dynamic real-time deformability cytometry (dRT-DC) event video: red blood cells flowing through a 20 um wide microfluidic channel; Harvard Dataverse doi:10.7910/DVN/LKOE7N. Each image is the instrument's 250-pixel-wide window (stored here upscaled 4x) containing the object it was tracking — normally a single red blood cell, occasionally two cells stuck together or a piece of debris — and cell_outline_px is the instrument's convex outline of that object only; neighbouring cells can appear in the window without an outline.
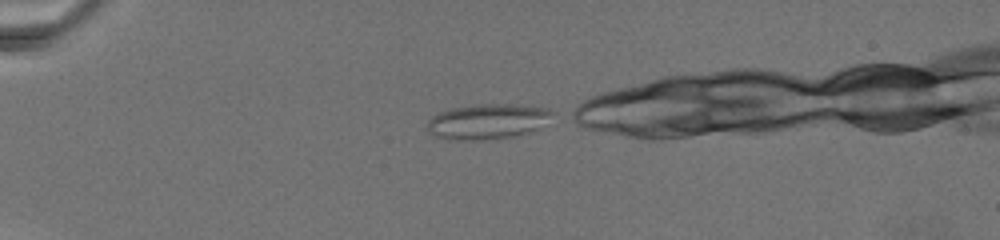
{"species": "common noctule bat (a hibernating species)", "species_latin": "Nyctalus noctula", "temperature_condition": "warm", "stored_images_in_passage": 28, "camera_frame_rate_fps": 3000, "um_per_image_px": 0.085, "animal": {"sex": "female", "body_mass_g": 19.5, "forearm_length_mm": 54.1}, "frame": {"image": 1, "passage_image": 1, "time_ms": 0.0, "image_size_px": [1000, 240], "cell_outline_px": [[556, 112], [536, 128], [528, 132], [516, 136], [488, 140], [452, 140], [436, 136], [428, 128], [428, 120], [432, 116], [440, 112], [452, 108], [476, 104], [508, 104], [548, 108]], "centroid_in_image_um": [41.43, 10.32], "position_along_channel_um": 43.6, "area_um2": 25.43}}
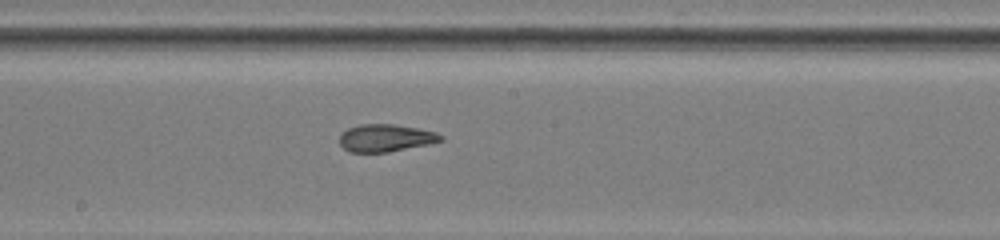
{"frame": {"image": 2, "passage_image": 17, "time_ms": 7.667, "image_size_px": [1000, 240], "cell_outline_px": [[444, 140], [428, 144], [388, 152], [348, 152], [340, 144], [340, 132], [348, 128], [360, 124], [396, 124], [436, 132], [444, 136]], "centroid_in_image_um": [32.77, 11.72], "position_along_channel_um": 215.4, "area_um2": 16.24}}
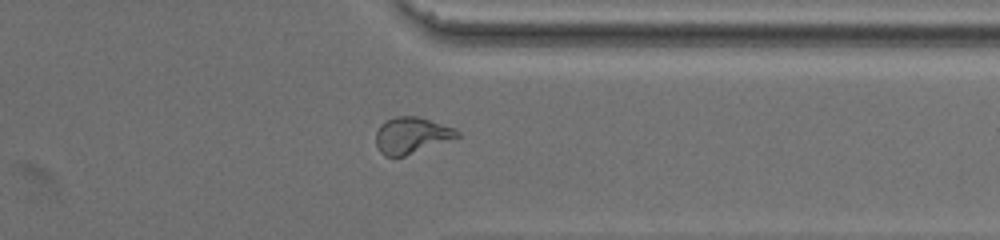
{"frame": {"image": 3, "passage_image": 27, "time_ms": 13.333, "image_size_px": [1000, 240], "cell_outline_px": [[460, 136], [404, 156], [384, 156], [380, 152], [376, 144], [376, 132], [380, 124], [384, 120], [396, 116], [416, 116], [452, 128], [460, 132]], "centroid_in_image_um": [34.91, 11.5], "position_along_channel_um": 376.5, "area_um2": 16.88}}